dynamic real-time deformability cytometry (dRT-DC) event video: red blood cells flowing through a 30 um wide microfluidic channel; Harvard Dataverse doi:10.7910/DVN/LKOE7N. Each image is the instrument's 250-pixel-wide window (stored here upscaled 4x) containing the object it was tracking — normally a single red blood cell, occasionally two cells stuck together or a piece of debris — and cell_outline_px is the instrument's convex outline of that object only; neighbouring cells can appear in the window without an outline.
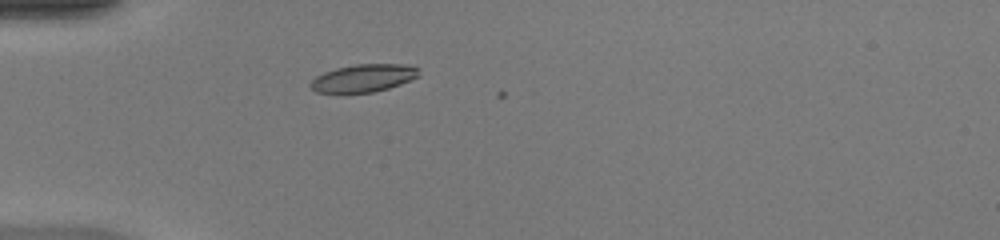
{"species": "common noctule bat (a hibernating species)", "species_latin": "Nyctalus noctula", "temperature_condition": "warm", "stored_images_in_passage": 2, "camera_frame_rate_fps": 3000, "um_per_image_px": 0.085, "animal": {"sex": "female", "body_mass_g": 20.0, "forearm_length_mm": 54.0}, "frame": {"image": 1, "passage_image": 1, "time_ms": 0.0, "image_size_px": [1000, 240], "cell_outline_px": [[420, 76], [400, 84], [388, 88], [372, 92], [344, 96], [340, 96], [316, 92], [308, 88], [308, 84], [316, 76], [324, 72], [336, 68], [356, 64], [404, 64], [420, 68]], "centroid_in_image_um": [30.81, 6.69], "position_along_channel_um": 54.2, "area_um2": 18.38}}